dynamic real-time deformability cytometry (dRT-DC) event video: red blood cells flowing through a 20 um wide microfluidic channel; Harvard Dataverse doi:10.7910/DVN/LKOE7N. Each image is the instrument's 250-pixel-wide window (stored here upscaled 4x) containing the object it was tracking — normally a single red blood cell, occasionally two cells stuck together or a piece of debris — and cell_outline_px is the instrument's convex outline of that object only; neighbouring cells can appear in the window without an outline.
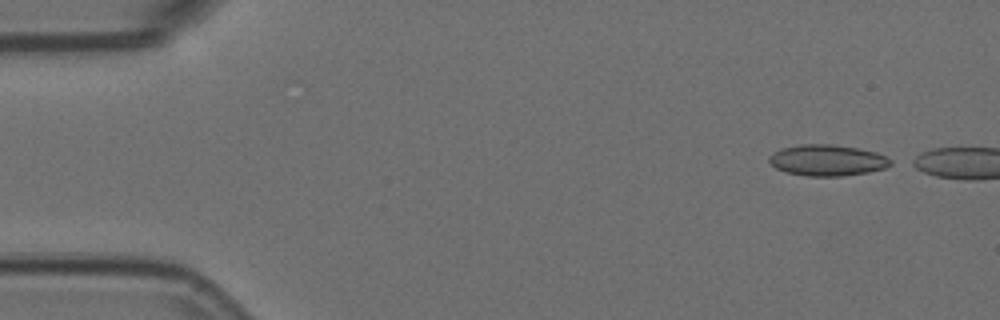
{"species": "Egyptian fruit bat (a non-hibernating species)", "species_latin": "Rousettus aegyptiacus", "temperature_condition": "room temperature", "stored_images_in_passage": 2, "camera_frame_rate_fps": 3000, "um_per_image_px": 0.085, "animal": {"sex": "female"}, "frame": {"image": 1, "passage_image": 1, "time_ms": 0.0, "image_size_px": [1000, 320], "cell_outline_px": [[892, 164], [884, 168], [868, 172], [840, 176], [808, 176], [784, 172], [776, 168], [768, 160], [768, 156], [780, 148], [800, 144], [832, 144], [860, 148], [876, 152], [892, 160]], "centroid_in_image_um": [70.3, 13.61], "position_along_channel_um": 14.7, "area_um2": 22.14}}